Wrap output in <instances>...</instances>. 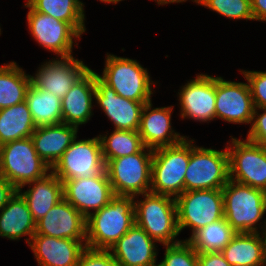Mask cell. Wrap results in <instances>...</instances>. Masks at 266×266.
<instances>
[{"mask_svg": "<svg viewBox=\"0 0 266 266\" xmlns=\"http://www.w3.org/2000/svg\"><path fill=\"white\" fill-rule=\"evenodd\" d=\"M153 149L111 159L105 164L115 195L136 196L150 192Z\"/></svg>", "mask_w": 266, "mask_h": 266, "instance_id": "obj_8", "label": "cell"}, {"mask_svg": "<svg viewBox=\"0 0 266 266\" xmlns=\"http://www.w3.org/2000/svg\"><path fill=\"white\" fill-rule=\"evenodd\" d=\"M31 85V74H27L15 61L0 66V109L25 101Z\"/></svg>", "mask_w": 266, "mask_h": 266, "instance_id": "obj_27", "label": "cell"}, {"mask_svg": "<svg viewBox=\"0 0 266 266\" xmlns=\"http://www.w3.org/2000/svg\"><path fill=\"white\" fill-rule=\"evenodd\" d=\"M262 245V266H266V226L257 232Z\"/></svg>", "mask_w": 266, "mask_h": 266, "instance_id": "obj_41", "label": "cell"}, {"mask_svg": "<svg viewBox=\"0 0 266 266\" xmlns=\"http://www.w3.org/2000/svg\"><path fill=\"white\" fill-rule=\"evenodd\" d=\"M221 253L231 266H262V245L258 233H236Z\"/></svg>", "mask_w": 266, "mask_h": 266, "instance_id": "obj_30", "label": "cell"}, {"mask_svg": "<svg viewBox=\"0 0 266 266\" xmlns=\"http://www.w3.org/2000/svg\"><path fill=\"white\" fill-rule=\"evenodd\" d=\"M35 233L55 238L86 240V218L62 199L36 222Z\"/></svg>", "mask_w": 266, "mask_h": 266, "instance_id": "obj_19", "label": "cell"}, {"mask_svg": "<svg viewBox=\"0 0 266 266\" xmlns=\"http://www.w3.org/2000/svg\"><path fill=\"white\" fill-rule=\"evenodd\" d=\"M150 266H163L162 264H161V262H155L154 264H151Z\"/></svg>", "mask_w": 266, "mask_h": 266, "instance_id": "obj_44", "label": "cell"}, {"mask_svg": "<svg viewBox=\"0 0 266 266\" xmlns=\"http://www.w3.org/2000/svg\"><path fill=\"white\" fill-rule=\"evenodd\" d=\"M95 103L101 107L114 129L139 131L141 112L145 103L121 97L106 85L95 72Z\"/></svg>", "mask_w": 266, "mask_h": 266, "instance_id": "obj_17", "label": "cell"}, {"mask_svg": "<svg viewBox=\"0 0 266 266\" xmlns=\"http://www.w3.org/2000/svg\"><path fill=\"white\" fill-rule=\"evenodd\" d=\"M179 233L198 229L224 218L222 189L184 191L175 198Z\"/></svg>", "mask_w": 266, "mask_h": 266, "instance_id": "obj_9", "label": "cell"}, {"mask_svg": "<svg viewBox=\"0 0 266 266\" xmlns=\"http://www.w3.org/2000/svg\"><path fill=\"white\" fill-rule=\"evenodd\" d=\"M25 102L36 127L62 123L61 99L52 92L39 89L31 83Z\"/></svg>", "mask_w": 266, "mask_h": 266, "instance_id": "obj_28", "label": "cell"}, {"mask_svg": "<svg viewBox=\"0 0 266 266\" xmlns=\"http://www.w3.org/2000/svg\"><path fill=\"white\" fill-rule=\"evenodd\" d=\"M237 232L222 218L195 231L185 240L198 253L221 252Z\"/></svg>", "mask_w": 266, "mask_h": 266, "instance_id": "obj_31", "label": "cell"}, {"mask_svg": "<svg viewBox=\"0 0 266 266\" xmlns=\"http://www.w3.org/2000/svg\"><path fill=\"white\" fill-rule=\"evenodd\" d=\"M62 182L64 199L85 218L107 205L115 196L106 170L94 177L75 178Z\"/></svg>", "mask_w": 266, "mask_h": 266, "instance_id": "obj_14", "label": "cell"}, {"mask_svg": "<svg viewBox=\"0 0 266 266\" xmlns=\"http://www.w3.org/2000/svg\"><path fill=\"white\" fill-rule=\"evenodd\" d=\"M164 247L163 266H198V252L186 240Z\"/></svg>", "mask_w": 266, "mask_h": 266, "instance_id": "obj_34", "label": "cell"}, {"mask_svg": "<svg viewBox=\"0 0 266 266\" xmlns=\"http://www.w3.org/2000/svg\"><path fill=\"white\" fill-rule=\"evenodd\" d=\"M239 71L249 85L254 107L266 108V71Z\"/></svg>", "mask_w": 266, "mask_h": 266, "instance_id": "obj_35", "label": "cell"}, {"mask_svg": "<svg viewBox=\"0 0 266 266\" xmlns=\"http://www.w3.org/2000/svg\"><path fill=\"white\" fill-rule=\"evenodd\" d=\"M105 164L119 157L140 152L145 146L138 131L114 129L109 135L99 134Z\"/></svg>", "mask_w": 266, "mask_h": 266, "instance_id": "obj_32", "label": "cell"}, {"mask_svg": "<svg viewBox=\"0 0 266 266\" xmlns=\"http://www.w3.org/2000/svg\"><path fill=\"white\" fill-rule=\"evenodd\" d=\"M35 230L36 222L32 213L24 197L16 191L0 210V237L19 241L21 237L26 236L25 241L29 245Z\"/></svg>", "mask_w": 266, "mask_h": 266, "instance_id": "obj_24", "label": "cell"}, {"mask_svg": "<svg viewBox=\"0 0 266 266\" xmlns=\"http://www.w3.org/2000/svg\"><path fill=\"white\" fill-rule=\"evenodd\" d=\"M104 66L97 76L118 95L138 102L152 101L157 81H152L147 68L137 60L107 53Z\"/></svg>", "mask_w": 266, "mask_h": 266, "instance_id": "obj_4", "label": "cell"}, {"mask_svg": "<svg viewBox=\"0 0 266 266\" xmlns=\"http://www.w3.org/2000/svg\"><path fill=\"white\" fill-rule=\"evenodd\" d=\"M37 12L69 23L81 36L86 32L84 3L81 0H27Z\"/></svg>", "mask_w": 266, "mask_h": 266, "instance_id": "obj_29", "label": "cell"}, {"mask_svg": "<svg viewBox=\"0 0 266 266\" xmlns=\"http://www.w3.org/2000/svg\"><path fill=\"white\" fill-rule=\"evenodd\" d=\"M139 196L142 198L140 200ZM135 224L157 243L173 245L178 239L177 206L174 197L152 192L134 196Z\"/></svg>", "mask_w": 266, "mask_h": 266, "instance_id": "obj_3", "label": "cell"}, {"mask_svg": "<svg viewBox=\"0 0 266 266\" xmlns=\"http://www.w3.org/2000/svg\"><path fill=\"white\" fill-rule=\"evenodd\" d=\"M52 58L39 65L36 73L31 75V83L62 99L90 68L74 55Z\"/></svg>", "mask_w": 266, "mask_h": 266, "instance_id": "obj_15", "label": "cell"}, {"mask_svg": "<svg viewBox=\"0 0 266 266\" xmlns=\"http://www.w3.org/2000/svg\"><path fill=\"white\" fill-rule=\"evenodd\" d=\"M251 10L255 21L266 22V0H251Z\"/></svg>", "mask_w": 266, "mask_h": 266, "instance_id": "obj_40", "label": "cell"}, {"mask_svg": "<svg viewBox=\"0 0 266 266\" xmlns=\"http://www.w3.org/2000/svg\"><path fill=\"white\" fill-rule=\"evenodd\" d=\"M50 172L51 167L39 157L31 137L0 146V176L17 190Z\"/></svg>", "mask_w": 266, "mask_h": 266, "instance_id": "obj_7", "label": "cell"}, {"mask_svg": "<svg viewBox=\"0 0 266 266\" xmlns=\"http://www.w3.org/2000/svg\"><path fill=\"white\" fill-rule=\"evenodd\" d=\"M16 191L17 189L10 182L0 176V210L8 203Z\"/></svg>", "mask_w": 266, "mask_h": 266, "instance_id": "obj_39", "label": "cell"}, {"mask_svg": "<svg viewBox=\"0 0 266 266\" xmlns=\"http://www.w3.org/2000/svg\"><path fill=\"white\" fill-rule=\"evenodd\" d=\"M198 266H231L221 252L198 253Z\"/></svg>", "mask_w": 266, "mask_h": 266, "instance_id": "obj_38", "label": "cell"}, {"mask_svg": "<svg viewBox=\"0 0 266 266\" xmlns=\"http://www.w3.org/2000/svg\"><path fill=\"white\" fill-rule=\"evenodd\" d=\"M78 266H121L109 250L86 247L79 258Z\"/></svg>", "mask_w": 266, "mask_h": 266, "instance_id": "obj_36", "label": "cell"}, {"mask_svg": "<svg viewBox=\"0 0 266 266\" xmlns=\"http://www.w3.org/2000/svg\"><path fill=\"white\" fill-rule=\"evenodd\" d=\"M134 224V196L115 195L86 218V247L109 250Z\"/></svg>", "mask_w": 266, "mask_h": 266, "instance_id": "obj_1", "label": "cell"}, {"mask_svg": "<svg viewBox=\"0 0 266 266\" xmlns=\"http://www.w3.org/2000/svg\"><path fill=\"white\" fill-rule=\"evenodd\" d=\"M227 141L230 180L266 192V146L230 136Z\"/></svg>", "mask_w": 266, "mask_h": 266, "instance_id": "obj_10", "label": "cell"}, {"mask_svg": "<svg viewBox=\"0 0 266 266\" xmlns=\"http://www.w3.org/2000/svg\"><path fill=\"white\" fill-rule=\"evenodd\" d=\"M100 2H103V3H107V4H117L118 2L120 1H124V0H99Z\"/></svg>", "mask_w": 266, "mask_h": 266, "instance_id": "obj_43", "label": "cell"}, {"mask_svg": "<svg viewBox=\"0 0 266 266\" xmlns=\"http://www.w3.org/2000/svg\"><path fill=\"white\" fill-rule=\"evenodd\" d=\"M261 111H263L261 113ZM246 139L266 146V108H254L251 126Z\"/></svg>", "mask_w": 266, "mask_h": 266, "instance_id": "obj_37", "label": "cell"}, {"mask_svg": "<svg viewBox=\"0 0 266 266\" xmlns=\"http://www.w3.org/2000/svg\"><path fill=\"white\" fill-rule=\"evenodd\" d=\"M78 130L76 126L66 123L39 126L35 128L31 138L39 157L52 168L78 137Z\"/></svg>", "mask_w": 266, "mask_h": 266, "instance_id": "obj_23", "label": "cell"}, {"mask_svg": "<svg viewBox=\"0 0 266 266\" xmlns=\"http://www.w3.org/2000/svg\"><path fill=\"white\" fill-rule=\"evenodd\" d=\"M222 194L224 217L237 233H257L266 226L265 191L229 180Z\"/></svg>", "mask_w": 266, "mask_h": 266, "instance_id": "obj_2", "label": "cell"}, {"mask_svg": "<svg viewBox=\"0 0 266 266\" xmlns=\"http://www.w3.org/2000/svg\"><path fill=\"white\" fill-rule=\"evenodd\" d=\"M190 138V158L184 191L222 189L230 180L227 146L224 150L205 148Z\"/></svg>", "mask_w": 266, "mask_h": 266, "instance_id": "obj_6", "label": "cell"}, {"mask_svg": "<svg viewBox=\"0 0 266 266\" xmlns=\"http://www.w3.org/2000/svg\"><path fill=\"white\" fill-rule=\"evenodd\" d=\"M36 125L26 102L0 109V146L30 138Z\"/></svg>", "mask_w": 266, "mask_h": 266, "instance_id": "obj_26", "label": "cell"}, {"mask_svg": "<svg viewBox=\"0 0 266 266\" xmlns=\"http://www.w3.org/2000/svg\"><path fill=\"white\" fill-rule=\"evenodd\" d=\"M24 7L29 9L26 17L28 30L41 47L53 52L57 57L73 55V48L78 46L76 41L80 42L81 35L69 23L39 13L27 2Z\"/></svg>", "mask_w": 266, "mask_h": 266, "instance_id": "obj_12", "label": "cell"}, {"mask_svg": "<svg viewBox=\"0 0 266 266\" xmlns=\"http://www.w3.org/2000/svg\"><path fill=\"white\" fill-rule=\"evenodd\" d=\"M27 185L29 189L23 190ZM17 191L24 197L35 222L64 199L63 182L52 171L44 178L25 184Z\"/></svg>", "mask_w": 266, "mask_h": 266, "instance_id": "obj_25", "label": "cell"}, {"mask_svg": "<svg viewBox=\"0 0 266 266\" xmlns=\"http://www.w3.org/2000/svg\"><path fill=\"white\" fill-rule=\"evenodd\" d=\"M95 100V71L91 68L61 99L62 123L76 126L88 123L93 117Z\"/></svg>", "mask_w": 266, "mask_h": 266, "instance_id": "obj_22", "label": "cell"}, {"mask_svg": "<svg viewBox=\"0 0 266 266\" xmlns=\"http://www.w3.org/2000/svg\"><path fill=\"white\" fill-rule=\"evenodd\" d=\"M145 103L141 112L139 135L145 147L157 149L181 142L186 135L176 132L171 123L174 106L153 107Z\"/></svg>", "mask_w": 266, "mask_h": 266, "instance_id": "obj_18", "label": "cell"}, {"mask_svg": "<svg viewBox=\"0 0 266 266\" xmlns=\"http://www.w3.org/2000/svg\"><path fill=\"white\" fill-rule=\"evenodd\" d=\"M158 6H161V5H167V4H173V3H183V2H187L188 0H154ZM192 2L196 3L197 0H191Z\"/></svg>", "mask_w": 266, "mask_h": 266, "instance_id": "obj_42", "label": "cell"}, {"mask_svg": "<svg viewBox=\"0 0 266 266\" xmlns=\"http://www.w3.org/2000/svg\"><path fill=\"white\" fill-rule=\"evenodd\" d=\"M196 4L230 20L254 21L251 0H197Z\"/></svg>", "mask_w": 266, "mask_h": 266, "instance_id": "obj_33", "label": "cell"}, {"mask_svg": "<svg viewBox=\"0 0 266 266\" xmlns=\"http://www.w3.org/2000/svg\"><path fill=\"white\" fill-rule=\"evenodd\" d=\"M254 104L247 81H227L216 76V119L232 124H250Z\"/></svg>", "mask_w": 266, "mask_h": 266, "instance_id": "obj_16", "label": "cell"}, {"mask_svg": "<svg viewBox=\"0 0 266 266\" xmlns=\"http://www.w3.org/2000/svg\"><path fill=\"white\" fill-rule=\"evenodd\" d=\"M38 266H78L86 240H72L34 234L28 245Z\"/></svg>", "mask_w": 266, "mask_h": 266, "instance_id": "obj_20", "label": "cell"}, {"mask_svg": "<svg viewBox=\"0 0 266 266\" xmlns=\"http://www.w3.org/2000/svg\"><path fill=\"white\" fill-rule=\"evenodd\" d=\"M178 90L180 117L209 123L216 119V76L199 73Z\"/></svg>", "mask_w": 266, "mask_h": 266, "instance_id": "obj_13", "label": "cell"}, {"mask_svg": "<svg viewBox=\"0 0 266 266\" xmlns=\"http://www.w3.org/2000/svg\"><path fill=\"white\" fill-rule=\"evenodd\" d=\"M157 242L134 224L110 249L121 266H150L157 261Z\"/></svg>", "mask_w": 266, "mask_h": 266, "instance_id": "obj_21", "label": "cell"}, {"mask_svg": "<svg viewBox=\"0 0 266 266\" xmlns=\"http://www.w3.org/2000/svg\"><path fill=\"white\" fill-rule=\"evenodd\" d=\"M189 158V136L177 144L154 149L150 192L174 198L182 194Z\"/></svg>", "mask_w": 266, "mask_h": 266, "instance_id": "obj_5", "label": "cell"}, {"mask_svg": "<svg viewBox=\"0 0 266 266\" xmlns=\"http://www.w3.org/2000/svg\"><path fill=\"white\" fill-rule=\"evenodd\" d=\"M51 171L61 181L94 177L105 171L99 136L79 140L76 137L51 168Z\"/></svg>", "mask_w": 266, "mask_h": 266, "instance_id": "obj_11", "label": "cell"}]
</instances>
